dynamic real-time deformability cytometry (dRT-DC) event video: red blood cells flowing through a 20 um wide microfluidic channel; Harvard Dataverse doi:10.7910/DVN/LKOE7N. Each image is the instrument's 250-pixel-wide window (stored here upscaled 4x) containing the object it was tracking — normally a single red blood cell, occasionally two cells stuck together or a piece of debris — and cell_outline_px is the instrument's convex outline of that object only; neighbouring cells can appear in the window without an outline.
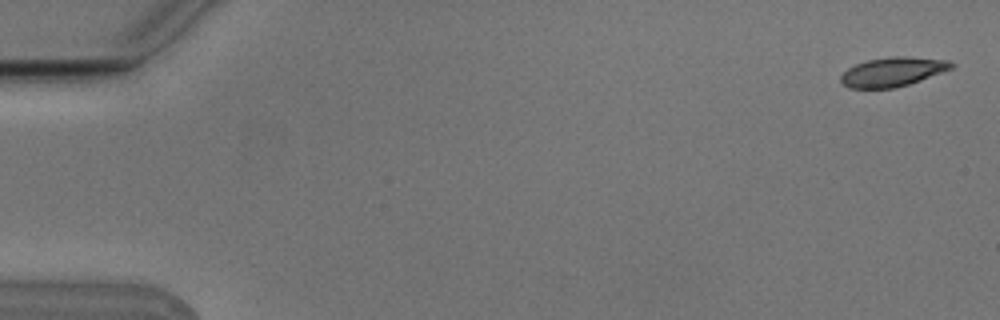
{"species": "Egyptian fruit bat (a non-hibernating species)", "species_latin": "Rousettus aegyptiacus", "temperature_condition": "cold", "stored_images_in_passage": 3, "camera_frame_rate_fps": 3000, "um_per_image_px": 0.085, "animal": {"sex": "male"}, "frame": {"image": 1, "passage_image": 1, "time_ms": 0.0, "image_size_px": [1000, 320], "cell_outline_px": [[956, 64], [952, 68], [920, 80], [896, 88], [852, 88], [844, 84], [840, 80], [840, 76], [848, 68], [856, 64], [868, 60], [892, 56], [904, 56], [948, 60]], "centroid_in_image_um": [75.88, 6.1], "position_along_channel_um": 9.1, "area_um2": 18.61}}